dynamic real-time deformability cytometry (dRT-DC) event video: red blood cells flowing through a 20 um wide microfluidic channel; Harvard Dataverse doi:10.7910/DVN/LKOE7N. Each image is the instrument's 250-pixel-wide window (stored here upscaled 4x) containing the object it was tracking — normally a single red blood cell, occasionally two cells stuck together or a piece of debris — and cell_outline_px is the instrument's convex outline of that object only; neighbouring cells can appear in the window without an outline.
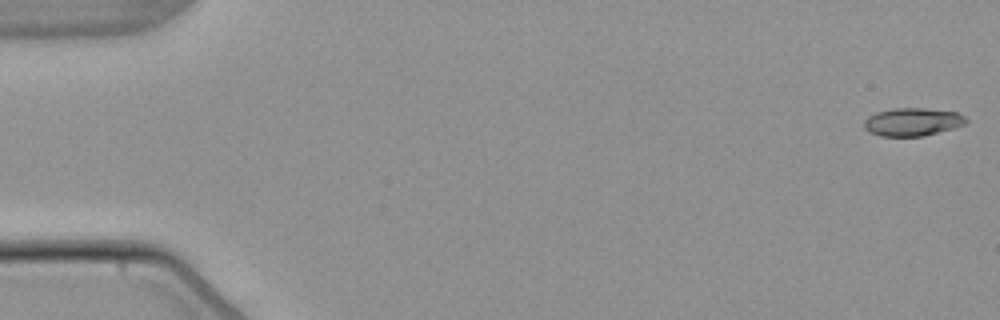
{"species": "common noctule bat (a hibernating species)", "species_latin": "Nyctalus noctula", "temperature_condition": "warm", "stored_images_in_passage": 5, "camera_frame_rate_fps": 3000, "um_per_image_px": 0.085, "animal": {"sex": "male", "body_mass_g": 21.5, "forearm_length_mm": 52.0}, "frame": {"image": 1, "passage_image": 1, "time_ms": 0.0, "image_size_px": [1000, 320], "cell_outline_px": [[968, 124], [924, 136], [880, 136], [868, 132], [864, 128], [864, 120], [868, 116], [876, 112], [892, 108], [924, 108], [956, 112], [964, 116], [968, 120]], "centroid_in_image_um": [77.55, 10.36], "position_along_channel_um": 7.4, "area_um2": 16.82}}
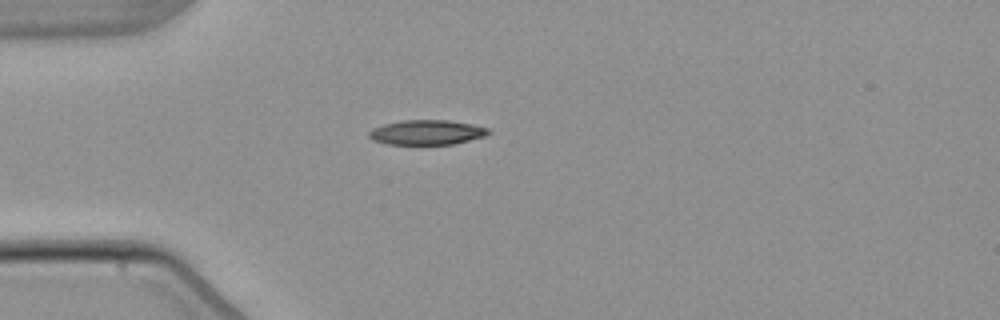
{"frame": {"image": 2, "passage_image": 4, "time_ms": 4.667, "image_size_px": [1000, 320], "cell_outline_px": [[492, 132], [488, 136], [452, 144], [388, 144], [372, 140], [368, 136], [368, 132], [372, 128], [384, 124], [400, 120], [448, 120], [472, 124], [488, 128]], "centroid_in_image_um": [36.29, 11.25], "position_along_channel_um": 48.7, "area_um2": 17.4}}